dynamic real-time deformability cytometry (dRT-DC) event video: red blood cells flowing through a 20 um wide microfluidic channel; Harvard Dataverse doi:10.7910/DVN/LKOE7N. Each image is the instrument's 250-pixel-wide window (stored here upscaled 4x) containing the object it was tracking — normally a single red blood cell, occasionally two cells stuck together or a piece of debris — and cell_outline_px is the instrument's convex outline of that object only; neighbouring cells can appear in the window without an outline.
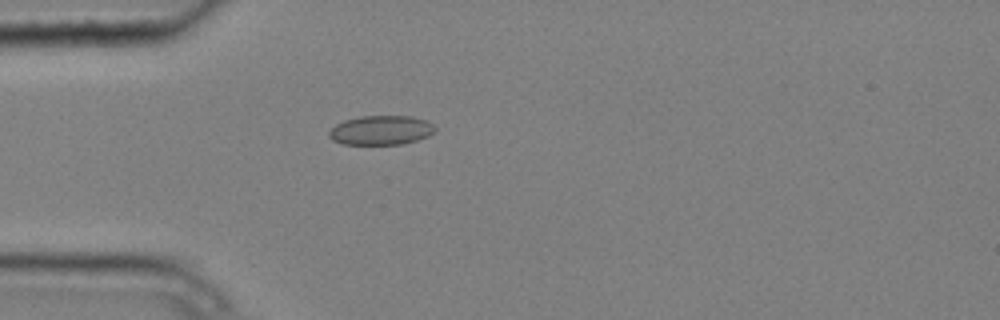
{"species": "common noctule bat (a hibernating species)", "species_latin": "Nyctalus noctula", "temperature_condition": "cold", "stored_images_in_passage": 4, "camera_frame_rate_fps": 3000, "um_per_image_px": 0.085, "animal": {"sex": "male", "body_mass_g": 20.4}, "frame": {"image": 1, "passage_image": 4, "time_ms": 1.0, "image_size_px": [1000, 320], "cell_outline_px": [[436, 132], [428, 136], [416, 140], [400, 144], [344, 144], [332, 140], [328, 136], [328, 132], [336, 124], [344, 120], [360, 116], [412, 116], [424, 120], [432, 124], [436, 128]], "centroid_in_image_um": [32.37, 11.06], "position_along_channel_um": 52.6, "area_um2": 18.09}}